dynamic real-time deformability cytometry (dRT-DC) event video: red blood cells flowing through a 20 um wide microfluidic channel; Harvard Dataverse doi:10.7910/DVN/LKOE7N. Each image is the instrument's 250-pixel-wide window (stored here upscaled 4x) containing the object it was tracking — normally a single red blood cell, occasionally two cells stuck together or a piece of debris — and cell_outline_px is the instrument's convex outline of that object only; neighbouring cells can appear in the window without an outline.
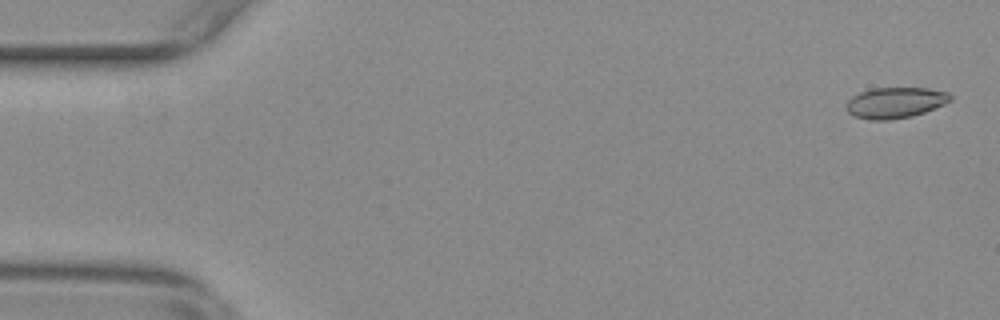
{"species": "common noctule bat (a hibernating species)", "species_latin": "Nyctalus noctula", "temperature_condition": "warm", "stored_images_in_passage": 9, "camera_frame_rate_fps": 3000, "um_per_image_px": 0.085, "animal": {"sex": "female", "body_mass_g": 29.2, "forearm_length_mm": 56.3}, "frame": {"image": 1, "passage_image": 2, "time_ms": 0.333, "image_size_px": [1000, 320], "cell_outline_px": [[952, 100], [944, 104], [924, 112], [912, 116], [888, 120], [868, 120], [856, 116], [848, 112], [848, 100], [852, 96], [860, 92], [872, 88], [928, 88], [948, 92], [952, 96]], "centroid_in_image_um": [76.12, 8.72], "position_along_channel_um": 8.9, "area_um2": 18.61}}